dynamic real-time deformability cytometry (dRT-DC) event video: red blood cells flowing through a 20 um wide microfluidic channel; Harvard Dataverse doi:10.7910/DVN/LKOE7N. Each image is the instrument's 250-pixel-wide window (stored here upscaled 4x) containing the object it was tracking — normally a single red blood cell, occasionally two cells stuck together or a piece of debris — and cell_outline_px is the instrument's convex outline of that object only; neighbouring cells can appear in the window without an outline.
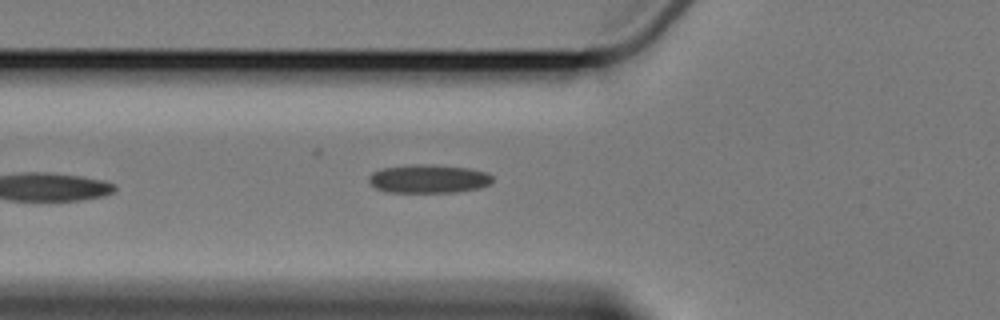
{"species": "Egyptian fruit bat (a non-hibernating species)", "species_latin": "Rousettus aegyptiacus", "temperature_condition": "cold", "stored_images_in_passage": 6, "camera_frame_rate_fps": 3000, "um_per_image_px": 0.085, "animal": {"sex": "female"}, "frame": {"image": 1, "passage_image": 6, "time_ms": 6.667, "image_size_px": [1000, 320], "cell_outline_px": [[492, 180], [488, 184], [480, 188], [456, 192], [392, 192], [376, 188], [368, 180], [368, 176], [372, 172], [380, 168], [408, 164], [432, 164], [472, 168], [488, 172], [492, 176]], "centroid_in_image_um": [36.43, 15.17], "position_along_channel_um": 89.4, "area_um2": 20.81}}